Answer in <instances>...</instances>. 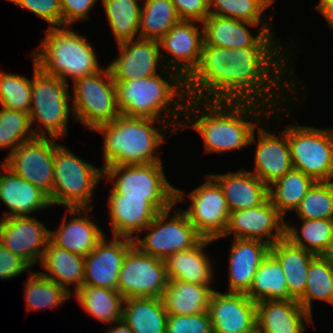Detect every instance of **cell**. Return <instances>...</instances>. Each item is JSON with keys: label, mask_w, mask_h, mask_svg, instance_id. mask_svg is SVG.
Instances as JSON below:
<instances>
[{"label": "cell", "mask_w": 333, "mask_h": 333, "mask_svg": "<svg viewBox=\"0 0 333 333\" xmlns=\"http://www.w3.org/2000/svg\"><path fill=\"white\" fill-rule=\"evenodd\" d=\"M269 252L270 245L263 241L234 238L228 261L227 292L247 293L258 267Z\"/></svg>", "instance_id": "cell-27"}, {"label": "cell", "mask_w": 333, "mask_h": 333, "mask_svg": "<svg viewBox=\"0 0 333 333\" xmlns=\"http://www.w3.org/2000/svg\"><path fill=\"white\" fill-rule=\"evenodd\" d=\"M160 72L168 76L164 78L157 74L130 81H114L119 112L129 117L163 119L169 127L180 130L182 122L179 118L184 116L188 99L186 80L171 69L162 68ZM164 110L166 114L162 117Z\"/></svg>", "instance_id": "cell-3"}, {"label": "cell", "mask_w": 333, "mask_h": 333, "mask_svg": "<svg viewBox=\"0 0 333 333\" xmlns=\"http://www.w3.org/2000/svg\"><path fill=\"white\" fill-rule=\"evenodd\" d=\"M251 333H261L257 328L254 330V331H252Z\"/></svg>", "instance_id": "cell-54"}, {"label": "cell", "mask_w": 333, "mask_h": 333, "mask_svg": "<svg viewBox=\"0 0 333 333\" xmlns=\"http://www.w3.org/2000/svg\"><path fill=\"white\" fill-rule=\"evenodd\" d=\"M285 230L284 217L268 198L257 207L230 212L223 237L232 233L233 238L260 240L272 246L285 238Z\"/></svg>", "instance_id": "cell-15"}, {"label": "cell", "mask_w": 333, "mask_h": 333, "mask_svg": "<svg viewBox=\"0 0 333 333\" xmlns=\"http://www.w3.org/2000/svg\"><path fill=\"white\" fill-rule=\"evenodd\" d=\"M273 33L268 32L252 47L229 49L202 44L199 65L186 79L188 98L253 102L270 109H276L282 104L283 97L284 103H292L290 96L289 99L287 97L291 89L295 94V81L288 78L294 66L287 58L288 52L279 46L281 43L277 38L274 39Z\"/></svg>", "instance_id": "cell-1"}, {"label": "cell", "mask_w": 333, "mask_h": 333, "mask_svg": "<svg viewBox=\"0 0 333 333\" xmlns=\"http://www.w3.org/2000/svg\"><path fill=\"white\" fill-rule=\"evenodd\" d=\"M311 300L325 301L333 305V260L326 255H316L311 260L305 291L297 300L312 316Z\"/></svg>", "instance_id": "cell-37"}, {"label": "cell", "mask_w": 333, "mask_h": 333, "mask_svg": "<svg viewBox=\"0 0 333 333\" xmlns=\"http://www.w3.org/2000/svg\"><path fill=\"white\" fill-rule=\"evenodd\" d=\"M260 113L264 116L267 114L268 120L269 117L279 114L280 109L271 110L266 105L253 102L203 101L188 98L184 108L185 122L182 121L181 128L184 130L191 124L204 140L205 153H225L250 145V137L261 123Z\"/></svg>", "instance_id": "cell-2"}, {"label": "cell", "mask_w": 333, "mask_h": 333, "mask_svg": "<svg viewBox=\"0 0 333 333\" xmlns=\"http://www.w3.org/2000/svg\"><path fill=\"white\" fill-rule=\"evenodd\" d=\"M246 295L254 302L288 300V287L284 271L270 252L258 267L251 288Z\"/></svg>", "instance_id": "cell-35"}, {"label": "cell", "mask_w": 333, "mask_h": 333, "mask_svg": "<svg viewBox=\"0 0 333 333\" xmlns=\"http://www.w3.org/2000/svg\"><path fill=\"white\" fill-rule=\"evenodd\" d=\"M49 23L50 28L63 26L60 0H8Z\"/></svg>", "instance_id": "cell-47"}, {"label": "cell", "mask_w": 333, "mask_h": 333, "mask_svg": "<svg viewBox=\"0 0 333 333\" xmlns=\"http://www.w3.org/2000/svg\"><path fill=\"white\" fill-rule=\"evenodd\" d=\"M117 44L139 38V0H100Z\"/></svg>", "instance_id": "cell-40"}, {"label": "cell", "mask_w": 333, "mask_h": 333, "mask_svg": "<svg viewBox=\"0 0 333 333\" xmlns=\"http://www.w3.org/2000/svg\"><path fill=\"white\" fill-rule=\"evenodd\" d=\"M214 240L202 239L195 247L176 252L164 262L169 280H182L198 285L210 286L213 280V265L204 253L206 246Z\"/></svg>", "instance_id": "cell-29"}, {"label": "cell", "mask_w": 333, "mask_h": 333, "mask_svg": "<svg viewBox=\"0 0 333 333\" xmlns=\"http://www.w3.org/2000/svg\"><path fill=\"white\" fill-rule=\"evenodd\" d=\"M180 20L202 22L210 15L209 0H172Z\"/></svg>", "instance_id": "cell-48"}, {"label": "cell", "mask_w": 333, "mask_h": 333, "mask_svg": "<svg viewBox=\"0 0 333 333\" xmlns=\"http://www.w3.org/2000/svg\"><path fill=\"white\" fill-rule=\"evenodd\" d=\"M167 124L163 120L120 114L113 122L96 127L94 131L104 136L102 150L105 164L102 168L162 162L155 152L166 141L163 130L175 133L174 127H168Z\"/></svg>", "instance_id": "cell-4"}, {"label": "cell", "mask_w": 333, "mask_h": 333, "mask_svg": "<svg viewBox=\"0 0 333 333\" xmlns=\"http://www.w3.org/2000/svg\"><path fill=\"white\" fill-rule=\"evenodd\" d=\"M256 36L250 33L246 26L256 27ZM203 44H211L221 48H244L255 46L268 32L272 31L273 24H255L210 14L203 22Z\"/></svg>", "instance_id": "cell-26"}, {"label": "cell", "mask_w": 333, "mask_h": 333, "mask_svg": "<svg viewBox=\"0 0 333 333\" xmlns=\"http://www.w3.org/2000/svg\"><path fill=\"white\" fill-rule=\"evenodd\" d=\"M139 21V38L159 41L180 21L172 0H144Z\"/></svg>", "instance_id": "cell-39"}, {"label": "cell", "mask_w": 333, "mask_h": 333, "mask_svg": "<svg viewBox=\"0 0 333 333\" xmlns=\"http://www.w3.org/2000/svg\"><path fill=\"white\" fill-rule=\"evenodd\" d=\"M116 324L117 326H111V328H109L108 331L106 330L105 333H133L123 320L117 322Z\"/></svg>", "instance_id": "cell-52"}, {"label": "cell", "mask_w": 333, "mask_h": 333, "mask_svg": "<svg viewBox=\"0 0 333 333\" xmlns=\"http://www.w3.org/2000/svg\"><path fill=\"white\" fill-rule=\"evenodd\" d=\"M110 192L107 200L113 237H140L139 232L154 220L159 211L148 200L123 197L113 188Z\"/></svg>", "instance_id": "cell-23"}, {"label": "cell", "mask_w": 333, "mask_h": 333, "mask_svg": "<svg viewBox=\"0 0 333 333\" xmlns=\"http://www.w3.org/2000/svg\"><path fill=\"white\" fill-rule=\"evenodd\" d=\"M34 137L28 113L1 107L0 149L7 148L12 153L21 143Z\"/></svg>", "instance_id": "cell-44"}, {"label": "cell", "mask_w": 333, "mask_h": 333, "mask_svg": "<svg viewBox=\"0 0 333 333\" xmlns=\"http://www.w3.org/2000/svg\"><path fill=\"white\" fill-rule=\"evenodd\" d=\"M312 316L295 299L256 302L257 329L261 333H303Z\"/></svg>", "instance_id": "cell-25"}, {"label": "cell", "mask_w": 333, "mask_h": 333, "mask_svg": "<svg viewBox=\"0 0 333 333\" xmlns=\"http://www.w3.org/2000/svg\"><path fill=\"white\" fill-rule=\"evenodd\" d=\"M32 61L33 78L29 117L31 127L36 122L41 127L32 128L33 133L35 136L41 137H47L49 134V137L52 138H65L68 133V116L70 111H73L72 106H69L72 98L68 92V83L59 77L43 72L33 57Z\"/></svg>", "instance_id": "cell-7"}, {"label": "cell", "mask_w": 333, "mask_h": 333, "mask_svg": "<svg viewBox=\"0 0 333 333\" xmlns=\"http://www.w3.org/2000/svg\"><path fill=\"white\" fill-rule=\"evenodd\" d=\"M40 262L48 273H39L62 286L70 294L68 287L72 284L74 294L84 285V256L57 247L49 240Z\"/></svg>", "instance_id": "cell-30"}, {"label": "cell", "mask_w": 333, "mask_h": 333, "mask_svg": "<svg viewBox=\"0 0 333 333\" xmlns=\"http://www.w3.org/2000/svg\"><path fill=\"white\" fill-rule=\"evenodd\" d=\"M194 23L198 22L180 20L158 41L160 48L171 56L166 57L161 51L162 62L165 60L167 65L162 67L176 71L185 80L199 65L204 41L203 28Z\"/></svg>", "instance_id": "cell-16"}, {"label": "cell", "mask_w": 333, "mask_h": 333, "mask_svg": "<svg viewBox=\"0 0 333 333\" xmlns=\"http://www.w3.org/2000/svg\"><path fill=\"white\" fill-rule=\"evenodd\" d=\"M117 45L120 54L108 65L114 81H130L157 75L158 67L163 63L157 40L138 38Z\"/></svg>", "instance_id": "cell-21"}, {"label": "cell", "mask_w": 333, "mask_h": 333, "mask_svg": "<svg viewBox=\"0 0 333 333\" xmlns=\"http://www.w3.org/2000/svg\"><path fill=\"white\" fill-rule=\"evenodd\" d=\"M300 220V234L298 228L286 222L285 238L314 255H326L333 240V219Z\"/></svg>", "instance_id": "cell-38"}, {"label": "cell", "mask_w": 333, "mask_h": 333, "mask_svg": "<svg viewBox=\"0 0 333 333\" xmlns=\"http://www.w3.org/2000/svg\"><path fill=\"white\" fill-rule=\"evenodd\" d=\"M172 208L173 206L159 212L154 220L142 230L146 231L147 235L133 239L134 245L142 252L165 260L176 252L192 249L203 239L183 210H174L171 218L169 213Z\"/></svg>", "instance_id": "cell-11"}, {"label": "cell", "mask_w": 333, "mask_h": 333, "mask_svg": "<svg viewBox=\"0 0 333 333\" xmlns=\"http://www.w3.org/2000/svg\"><path fill=\"white\" fill-rule=\"evenodd\" d=\"M288 125L287 137L293 168L315 181H332L333 128Z\"/></svg>", "instance_id": "cell-10"}, {"label": "cell", "mask_w": 333, "mask_h": 333, "mask_svg": "<svg viewBox=\"0 0 333 333\" xmlns=\"http://www.w3.org/2000/svg\"><path fill=\"white\" fill-rule=\"evenodd\" d=\"M205 178L187 194L191 204L183 212L203 239L216 241L224 236L230 211L220 185L208 174Z\"/></svg>", "instance_id": "cell-14"}, {"label": "cell", "mask_w": 333, "mask_h": 333, "mask_svg": "<svg viewBox=\"0 0 333 333\" xmlns=\"http://www.w3.org/2000/svg\"><path fill=\"white\" fill-rule=\"evenodd\" d=\"M105 237L84 257V285L117 290L118 276L124 258L134 245V240L126 237Z\"/></svg>", "instance_id": "cell-19"}, {"label": "cell", "mask_w": 333, "mask_h": 333, "mask_svg": "<svg viewBox=\"0 0 333 333\" xmlns=\"http://www.w3.org/2000/svg\"><path fill=\"white\" fill-rule=\"evenodd\" d=\"M295 212L300 219H333V181H316Z\"/></svg>", "instance_id": "cell-43"}, {"label": "cell", "mask_w": 333, "mask_h": 333, "mask_svg": "<svg viewBox=\"0 0 333 333\" xmlns=\"http://www.w3.org/2000/svg\"><path fill=\"white\" fill-rule=\"evenodd\" d=\"M270 253L278 260L284 271L288 299L298 300L305 291L309 265L316 255L293 245L286 238L270 246Z\"/></svg>", "instance_id": "cell-31"}, {"label": "cell", "mask_w": 333, "mask_h": 333, "mask_svg": "<svg viewBox=\"0 0 333 333\" xmlns=\"http://www.w3.org/2000/svg\"><path fill=\"white\" fill-rule=\"evenodd\" d=\"M46 32L39 50L33 49L31 55L43 72L67 83V76L74 81L103 69L96 51L84 35L67 26L49 27Z\"/></svg>", "instance_id": "cell-5"}, {"label": "cell", "mask_w": 333, "mask_h": 333, "mask_svg": "<svg viewBox=\"0 0 333 333\" xmlns=\"http://www.w3.org/2000/svg\"><path fill=\"white\" fill-rule=\"evenodd\" d=\"M315 9L320 12L333 29V0H320Z\"/></svg>", "instance_id": "cell-51"}, {"label": "cell", "mask_w": 333, "mask_h": 333, "mask_svg": "<svg viewBox=\"0 0 333 333\" xmlns=\"http://www.w3.org/2000/svg\"><path fill=\"white\" fill-rule=\"evenodd\" d=\"M315 182L301 170L292 168L268 187L269 200L284 217L287 211L297 209Z\"/></svg>", "instance_id": "cell-36"}, {"label": "cell", "mask_w": 333, "mask_h": 333, "mask_svg": "<svg viewBox=\"0 0 333 333\" xmlns=\"http://www.w3.org/2000/svg\"><path fill=\"white\" fill-rule=\"evenodd\" d=\"M263 121V126L261 123V126L258 125V141L255 139L254 129L249 144L258 142L254 156V172L252 173L269 187L290 171L293 166L287 137V128H285L279 136H276L269 132V128H267L268 124H266L268 122ZM263 127H266V129Z\"/></svg>", "instance_id": "cell-20"}, {"label": "cell", "mask_w": 333, "mask_h": 333, "mask_svg": "<svg viewBox=\"0 0 333 333\" xmlns=\"http://www.w3.org/2000/svg\"><path fill=\"white\" fill-rule=\"evenodd\" d=\"M0 220V243L30 266L38 263L50 240V230L44 222L31 216H12Z\"/></svg>", "instance_id": "cell-17"}, {"label": "cell", "mask_w": 333, "mask_h": 333, "mask_svg": "<svg viewBox=\"0 0 333 333\" xmlns=\"http://www.w3.org/2000/svg\"><path fill=\"white\" fill-rule=\"evenodd\" d=\"M273 2L274 0H209V11L210 14L220 17L255 24H272V19L268 17L267 20L262 14Z\"/></svg>", "instance_id": "cell-42"}, {"label": "cell", "mask_w": 333, "mask_h": 333, "mask_svg": "<svg viewBox=\"0 0 333 333\" xmlns=\"http://www.w3.org/2000/svg\"><path fill=\"white\" fill-rule=\"evenodd\" d=\"M98 0H60L63 26L70 27L78 20L90 19L88 14Z\"/></svg>", "instance_id": "cell-49"}, {"label": "cell", "mask_w": 333, "mask_h": 333, "mask_svg": "<svg viewBox=\"0 0 333 333\" xmlns=\"http://www.w3.org/2000/svg\"><path fill=\"white\" fill-rule=\"evenodd\" d=\"M326 256L333 260V240H332L330 250L327 252Z\"/></svg>", "instance_id": "cell-53"}, {"label": "cell", "mask_w": 333, "mask_h": 333, "mask_svg": "<svg viewBox=\"0 0 333 333\" xmlns=\"http://www.w3.org/2000/svg\"><path fill=\"white\" fill-rule=\"evenodd\" d=\"M0 200L10 209L2 218L30 216L31 213L52 207L49 196L40 188L15 175L0 164Z\"/></svg>", "instance_id": "cell-24"}, {"label": "cell", "mask_w": 333, "mask_h": 333, "mask_svg": "<svg viewBox=\"0 0 333 333\" xmlns=\"http://www.w3.org/2000/svg\"><path fill=\"white\" fill-rule=\"evenodd\" d=\"M165 262L133 245L127 252L118 276L117 290L127 298H162L168 284Z\"/></svg>", "instance_id": "cell-12"}, {"label": "cell", "mask_w": 333, "mask_h": 333, "mask_svg": "<svg viewBox=\"0 0 333 333\" xmlns=\"http://www.w3.org/2000/svg\"><path fill=\"white\" fill-rule=\"evenodd\" d=\"M103 168L95 167L60 144L55 148L53 190L49 196L52 206L92 208L90 201L100 180Z\"/></svg>", "instance_id": "cell-8"}, {"label": "cell", "mask_w": 333, "mask_h": 333, "mask_svg": "<svg viewBox=\"0 0 333 333\" xmlns=\"http://www.w3.org/2000/svg\"><path fill=\"white\" fill-rule=\"evenodd\" d=\"M89 211H92V208H67L58 229L50 230V241L57 247L87 256L105 237L103 230L89 218ZM68 212L71 219L67 222Z\"/></svg>", "instance_id": "cell-22"}, {"label": "cell", "mask_w": 333, "mask_h": 333, "mask_svg": "<svg viewBox=\"0 0 333 333\" xmlns=\"http://www.w3.org/2000/svg\"><path fill=\"white\" fill-rule=\"evenodd\" d=\"M104 178L121 196L148 200L159 212L184 200V191L166 179L162 162L113 165L103 168Z\"/></svg>", "instance_id": "cell-6"}, {"label": "cell", "mask_w": 333, "mask_h": 333, "mask_svg": "<svg viewBox=\"0 0 333 333\" xmlns=\"http://www.w3.org/2000/svg\"><path fill=\"white\" fill-rule=\"evenodd\" d=\"M31 80L22 75L0 71V105L2 108L30 113Z\"/></svg>", "instance_id": "cell-45"}, {"label": "cell", "mask_w": 333, "mask_h": 333, "mask_svg": "<svg viewBox=\"0 0 333 333\" xmlns=\"http://www.w3.org/2000/svg\"><path fill=\"white\" fill-rule=\"evenodd\" d=\"M208 313L213 333H251L257 328L256 302L246 293H220L214 290Z\"/></svg>", "instance_id": "cell-18"}, {"label": "cell", "mask_w": 333, "mask_h": 333, "mask_svg": "<svg viewBox=\"0 0 333 333\" xmlns=\"http://www.w3.org/2000/svg\"><path fill=\"white\" fill-rule=\"evenodd\" d=\"M57 138L35 136L8 153L2 164L15 175L52 194L55 148Z\"/></svg>", "instance_id": "cell-13"}, {"label": "cell", "mask_w": 333, "mask_h": 333, "mask_svg": "<svg viewBox=\"0 0 333 333\" xmlns=\"http://www.w3.org/2000/svg\"><path fill=\"white\" fill-rule=\"evenodd\" d=\"M209 175L220 185L230 212L257 207L269 198L268 186L251 171Z\"/></svg>", "instance_id": "cell-28"}, {"label": "cell", "mask_w": 333, "mask_h": 333, "mask_svg": "<svg viewBox=\"0 0 333 333\" xmlns=\"http://www.w3.org/2000/svg\"><path fill=\"white\" fill-rule=\"evenodd\" d=\"M213 291L211 286L168 280L162 300L168 314L192 315L208 311Z\"/></svg>", "instance_id": "cell-33"}, {"label": "cell", "mask_w": 333, "mask_h": 333, "mask_svg": "<svg viewBox=\"0 0 333 333\" xmlns=\"http://www.w3.org/2000/svg\"><path fill=\"white\" fill-rule=\"evenodd\" d=\"M29 274L24 288L27 311L54 309L71 297V294L62 286L39 272L32 271Z\"/></svg>", "instance_id": "cell-41"}, {"label": "cell", "mask_w": 333, "mask_h": 333, "mask_svg": "<svg viewBox=\"0 0 333 333\" xmlns=\"http://www.w3.org/2000/svg\"><path fill=\"white\" fill-rule=\"evenodd\" d=\"M166 333H213L208 311L192 315L168 314Z\"/></svg>", "instance_id": "cell-46"}, {"label": "cell", "mask_w": 333, "mask_h": 333, "mask_svg": "<svg viewBox=\"0 0 333 333\" xmlns=\"http://www.w3.org/2000/svg\"><path fill=\"white\" fill-rule=\"evenodd\" d=\"M74 296L80 306L98 321L110 325L122 320L124 298L118 290L83 285Z\"/></svg>", "instance_id": "cell-34"}, {"label": "cell", "mask_w": 333, "mask_h": 333, "mask_svg": "<svg viewBox=\"0 0 333 333\" xmlns=\"http://www.w3.org/2000/svg\"><path fill=\"white\" fill-rule=\"evenodd\" d=\"M167 318L162 298L124 299L122 320L133 333H166Z\"/></svg>", "instance_id": "cell-32"}, {"label": "cell", "mask_w": 333, "mask_h": 333, "mask_svg": "<svg viewBox=\"0 0 333 333\" xmlns=\"http://www.w3.org/2000/svg\"><path fill=\"white\" fill-rule=\"evenodd\" d=\"M30 265L15 255L0 243V279L6 280L15 278L20 274L30 272Z\"/></svg>", "instance_id": "cell-50"}, {"label": "cell", "mask_w": 333, "mask_h": 333, "mask_svg": "<svg viewBox=\"0 0 333 333\" xmlns=\"http://www.w3.org/2000/svg\"><path fill=\"white\" fill-rule=\"evenodd\" d=\"M72 117L90 130L113 122L121 113L117 105L116 84L108 66L73 81Z\"/></svg>", "instance_id": "cell-9"}]
</instances>
